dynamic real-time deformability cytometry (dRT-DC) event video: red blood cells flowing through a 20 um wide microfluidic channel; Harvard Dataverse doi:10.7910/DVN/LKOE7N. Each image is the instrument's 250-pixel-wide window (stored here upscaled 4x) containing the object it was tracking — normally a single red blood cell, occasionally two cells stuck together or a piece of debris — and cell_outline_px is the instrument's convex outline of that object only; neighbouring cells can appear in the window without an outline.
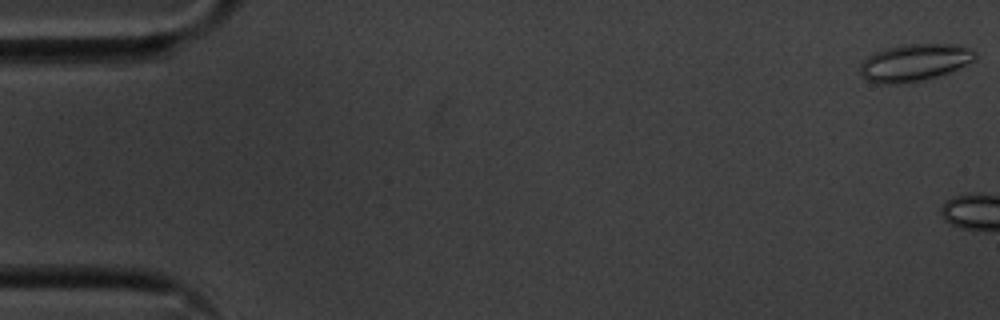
{"species": "common noctule bat (a hibernating species)", "species_latin": "Nyctalus noctula", "temperature_condition": "cold", "stored_images_in_passage": 5, "camera_frame_rate_fps": 3000, "um_per_image_px": 0.085, "animal": {"sex": "male", "body_mass_g": 20.1, "forearm_length_mm": 53.5}, "frame": {"image": 1, "passage_image": 1, "time_ms": 0.0, "image_size_px": [1000, 320], "cell_outline_px": [[976, 60], [948, 72], [924, 80], [908, 84], [880, 84], [868, 80], [860, 76], [860, 64], [868, 56], [876, 52], [900, 44], [956, 44], [976, 48]], "centroid_in_image_um": [77.76, 5.32], "position_along_channel_um": 7.2, "area_um2": 25.26}}